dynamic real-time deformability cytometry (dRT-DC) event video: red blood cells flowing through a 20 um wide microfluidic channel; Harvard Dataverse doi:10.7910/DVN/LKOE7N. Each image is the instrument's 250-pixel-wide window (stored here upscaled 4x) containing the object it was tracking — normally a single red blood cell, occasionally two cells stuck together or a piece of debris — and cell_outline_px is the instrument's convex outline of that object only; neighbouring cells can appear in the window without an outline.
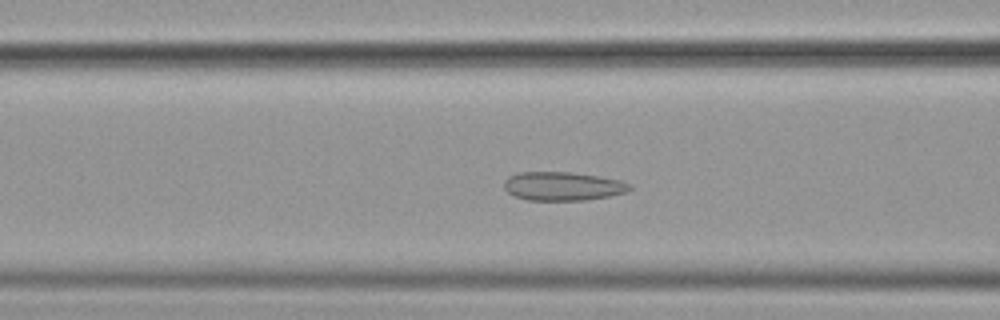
{"species": "common noctule bat (a hibernating species)", "species_latin": "Nyctalus noctula", "temperature_condition": "cold", "stored_images_in_passage": 54, "camera_frame_rate_fps": 3000, "um_per_image_px": 0.085, "animal": {"sex": "female", "body_mass_g": 19.9}, "frame": {"image": 1, "passage_image": 21, "time_ms": 6.667, "image_size_px": [1000, 320], "cell_outline_px": [[632, 188], [628, 192], [608, 196], [584, 200], [528, 200], [516, 196], [508, 192], [504, 188], [504, 180], [508, 176], [520, 172], [572, 172], [600, 176], [620, 180], [632, 184]], "centroid_in_image_um": [47.86, 15.82], "position_along_channel_um": 118.7, "area_um2": 21.1}}
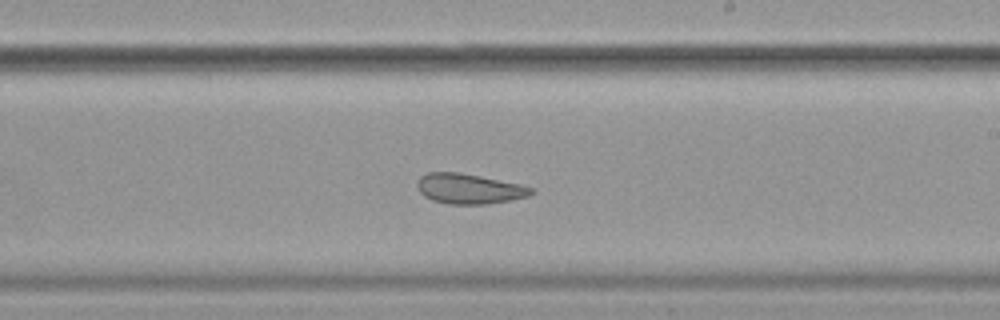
{"frame": {"image": 2, "passage_image": 32, "time_ms": 10.333, "image_size_px": [1000, 320], "cell_outline_px": [[536, 192], [528, 196], [488, 204], [448, 204], [432, 200], [424, 196], [416, 188], [416, 184], [420, 176], [428, 172], [460, 172], [520, 184], [532, 188]], "centroid_in_image_um": [39.84, 16.04], "position_along_channel_um": 249.2, "area_um2": 20.06}}
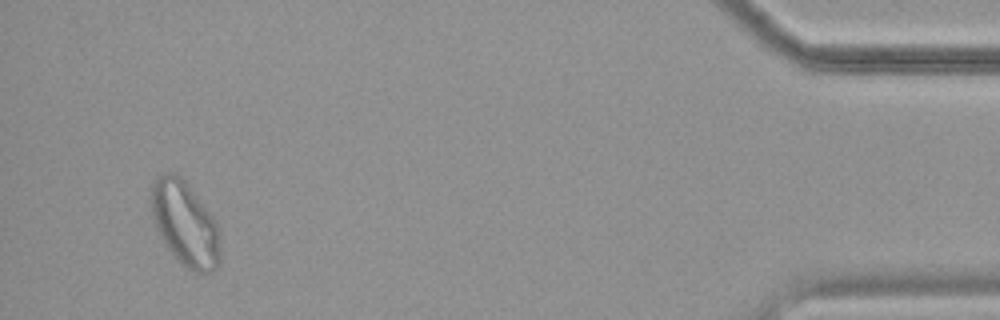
{"frame": {"image": 3, "passage_image": 52, "time_ms": 17.0, "image_size_px": [1000, 320], "cell_outline_px": [[220, 264], [216, 268], [208, 272], [192, 272], [180, 264], [172, 256], [160, 236], [156, 228], [152, 216], [152, 184], [156, 176], [164, 172], [176, 172], [184, 180], [212, 216], [216, 224], [220, 236]], "centroid_in_image_um": [15.72, 19.04], "position_along_channel_um": 419.5, "area_um2": 34.04}, "authors_computed_cell_mechanics": {"area_um2": 24.1315, "velocity_mm_per_s": 3.5671, "shape_relaxation_time_tau1_ms": null, "shape_relaxation_time_tau2_ms": 1.7131, "deformation_change_tau1": null, "deformation_change_tau2": 0.067}}